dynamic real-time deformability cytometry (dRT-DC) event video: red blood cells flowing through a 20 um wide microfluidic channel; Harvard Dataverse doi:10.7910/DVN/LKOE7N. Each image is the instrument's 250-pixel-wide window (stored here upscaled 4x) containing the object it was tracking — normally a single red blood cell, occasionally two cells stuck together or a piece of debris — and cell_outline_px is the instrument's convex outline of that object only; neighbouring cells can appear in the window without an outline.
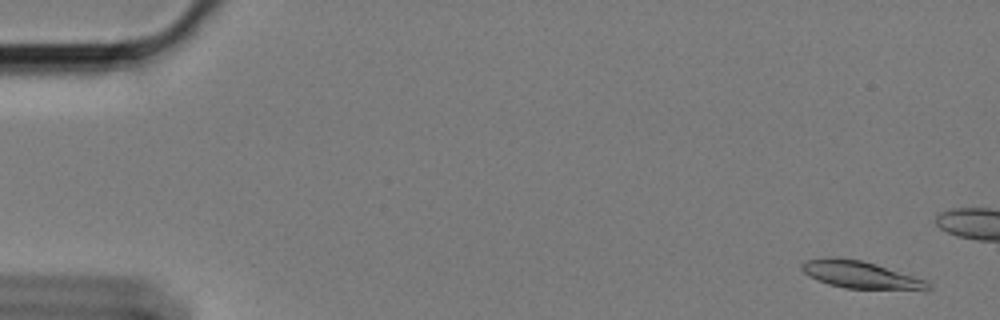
{"species": "Egyptian fruit bat (a non-hibernating species)", "species_latin": "Rousettus aegyptiacus", "temperature_condition": "cold", "stored_images_in_passage": 11, "camera_frame_rate_fps": 3000, "um_per_image_px": 0.085, "animal": {"sex": "female"}, "frame": {"image": 1, "passage_image": 3, "time_ms": 0.667, "image_size_px": [1000, 320], "cell_outline_px": [[932, 288], [928, 292], [924, 292], [844, 288], [828, 284], [816, 280], [808, 276], [800, 268], [800, 264], [804, 260], [824, 256], [836, 256], [860, 260], [876, 264], [924, 280]], "centroid_in_image_um": [73.14, 23.38], "position_along_channel_um": 11.9, "area_um2": 20.92}}